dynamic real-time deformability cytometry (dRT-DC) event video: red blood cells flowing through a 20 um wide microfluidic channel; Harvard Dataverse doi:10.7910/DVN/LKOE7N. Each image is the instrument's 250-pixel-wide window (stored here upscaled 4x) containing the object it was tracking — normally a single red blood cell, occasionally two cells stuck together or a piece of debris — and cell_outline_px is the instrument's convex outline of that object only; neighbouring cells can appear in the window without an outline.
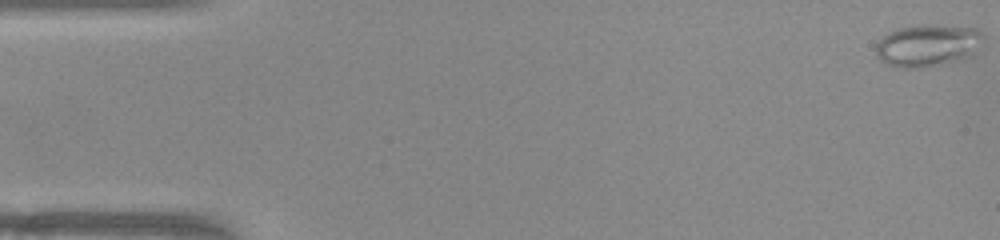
{"species": "common noctule bat (a hibernating species)", "species_latin": "Nyctalus noctula", "temperature_condition": "warm", "stored_images_in_passage": 52, "camera_frame_rate_fps": 3000, "um_per_image_px": 0.085, "animal": {"sex": "female", "body_mass_g": 22.0, "forearm_length_mm": 56.7}, "frame": {"image": 1, "passage_image": 1, "time_ms": 0.0, "image_size_px": [1000, 240], "cell_outline_px": [[984, 40], [972, 56], [960, 60], [920, 68], [900, 68], [884, 64], [876, 56], [876, 44], [884, 36], [900, 28], [920, 24], [924, 24], [976, 28], [984, 32]], "centroid_in_image_um": [78.88, 3.87], "position_along_channel_um": 6.1, "area_um2": 26.65}}
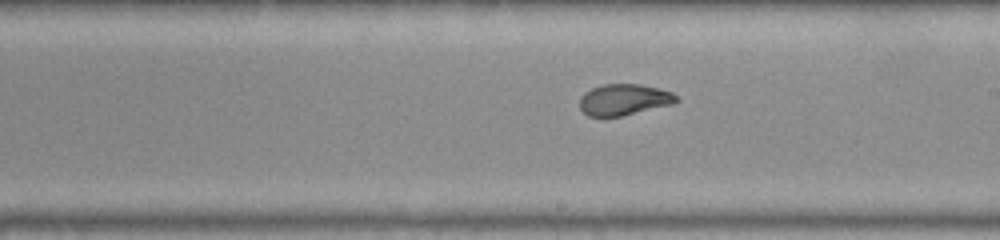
{"frame": {"image": 2, "passage_image": 29, "time_ms": 9.333, "image_size_px": [1000, 240], "cell_outline_px": [[680, 100], [676, 104], [620, 116], [588, 116], [580, 108], [580, 100], [584, 92], [592, 88], [604, 84], [640, 84], [660, 88], [672, 92]], "centroid_in_image_um": [53.09, 8.46], "position_along_channel_um": 235.9, "area_um2": 17.69}}
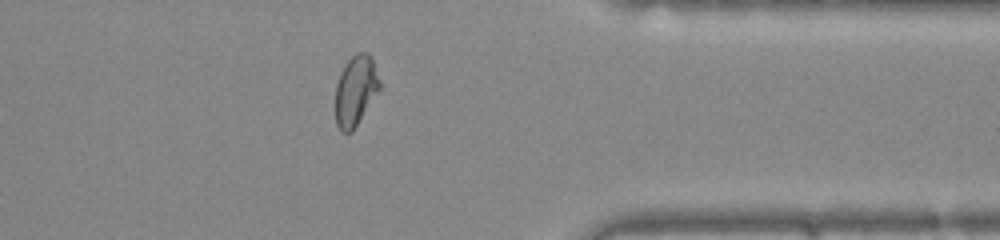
{"frame": {"image": 3, "passage_image": 41, "time_ms": 13.333, "image_size_px": [1000, 240], "cell_outline_px": [[380, 88], [352, 132], [344, 132], [336, 124], [336, 84], [340, 72], [344, 64], [356, 52], [368, 52], [372, 56], [380, 80]], "centroid_in_image_um": [30.23, 7.64], "position_along_channel_um": 381.2, "area_um2": 18.03}, "authors_computed_cell_mechanics": {"area_um2": 19.2185, "velocity_mm_per_s": 3.9674, "shape_relaxation_time_tau1_ms": 6.9326, "shape_relaxation_time_tau2_ms": 0.7566, "deformation_change_tau1": 0.2175, "deformation_change_tau2": 0.0502}}